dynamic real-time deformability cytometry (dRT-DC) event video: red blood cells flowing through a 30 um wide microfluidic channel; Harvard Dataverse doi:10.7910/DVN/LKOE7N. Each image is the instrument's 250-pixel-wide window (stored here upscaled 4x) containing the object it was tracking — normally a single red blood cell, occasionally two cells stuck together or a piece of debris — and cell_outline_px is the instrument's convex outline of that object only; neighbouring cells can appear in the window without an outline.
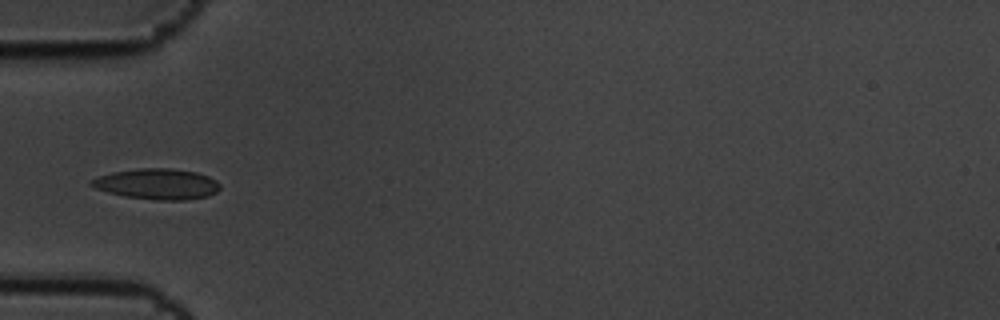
{"species": "common noctule bat (a hibernating species)", "species_latin": "Nyctalus noctula", "temperature_condition": "cold", "stored_images_in_passage": 9, "camera_frame_rate_fps": 3000, "um_per_image_px": 0.085, "animal": {"sex": "male", "body_mass_g": 19.5, "forearm_length_mm": 54.6}, "frame": {"image": 1, "passage_image": 4, "time_ms": 1.0, "image_size_px": [1000, 320], "cell_outline_px": [[220, 188], [216, 192], [208, 196], [184, 200], [156, 200], [124, 196], [92, 188], [92, 180], [100, 176], [112, 172], [136, 168], [172, 168], [196, 172], [208, 176], [216, 180], [220, 184]], "centroid_in_image_um": [13.38, 15.64], "position_along_channel_um": 71.6, "area_um2": 23.0}}
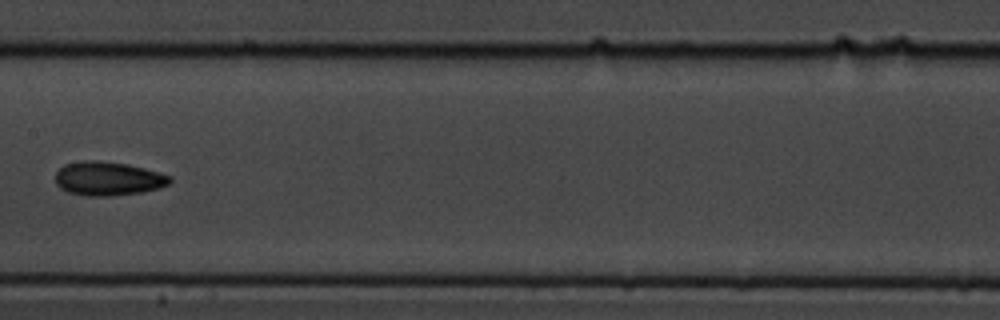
{"frame": {"image": 2, "passage_image": 7, "time_ms": 2.0, "image_size_px": [1000, 320], "cell_outline_px": [[172, 180], [168, 184], [160, 188], [140, 192], [108, 196], [84, 196], [68, 192], [60, 188], [56, 184], [56, 172], [64, 164], [84, 160], [100, 160], [128, 164], [144, 168], [172, 176]], "centroid_in_image_um": [9.17, 15.17], "position_along_channel_um": 198.2, "area_um2": 22.72}}
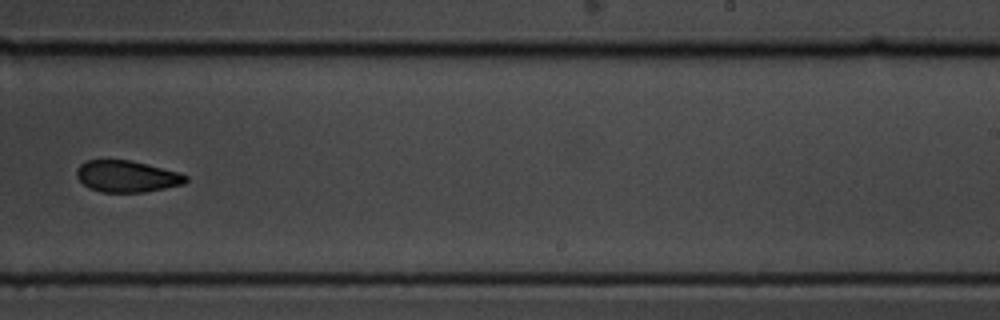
{"frame": {"image": 3, "passage_image": 9, "time_ms": 2.667, "image_size_px": [1000, 320], "cell_outline_px": [[188, 180], [184, 184], [144, 192], [100, 192], [88, 188], [76, 176], [76, 168], [84, 160], [132, 160], [148, 164], [176, 172], [188, 176]], "centroid_in_image_um": [10.74, 14.99], "position_along_channel_um": 278.3, "area_um2": 20.11}}